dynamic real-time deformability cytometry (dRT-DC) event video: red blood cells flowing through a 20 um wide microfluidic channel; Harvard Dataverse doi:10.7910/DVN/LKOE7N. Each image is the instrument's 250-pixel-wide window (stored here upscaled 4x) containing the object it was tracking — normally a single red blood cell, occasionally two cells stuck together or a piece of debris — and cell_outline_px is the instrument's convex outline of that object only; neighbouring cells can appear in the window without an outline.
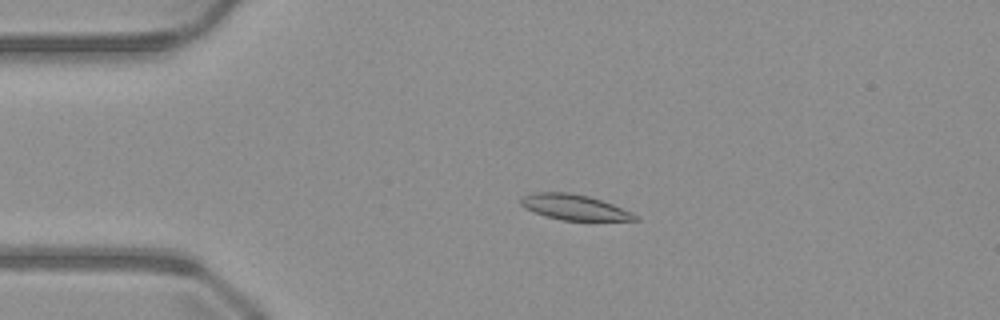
{"species": "common noctule bat (a hibernating species)", "species_latin": "Nyctalus noctula", "temperature_condition": "warm", "stored_images_in_passage": 50, "camera_frame_rate_fps": 3000, "um_per_image_px": 0.085, "animal": {"sex": "male", "body_mass_g": 23.1, "forearm_length_mm": 52.7}, "frame": {"image": 1, "passage_image": 11, "time_ms": 3.333, "image_size_px": [1000, 320], "cell_outline_px": [[640, 220], [560, 220], [524, 208], [520, 204], [520, 196], [532, 192], [572, 192], [588, 196], [612, 204], [632, 212], [640, 216]], "centroid_in_image_um": [48.8, 17.6], "position_along_channel_um": 36.2, "area_um2": 16.94}}
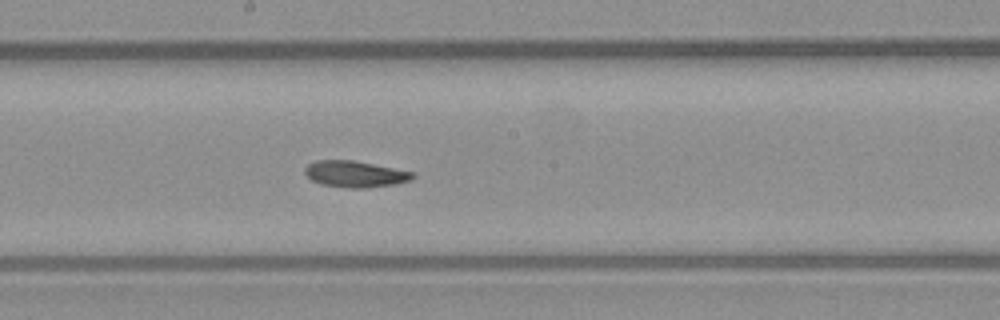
{"frame": {"image": 2, "passage_image": 27, "time_ms": 8.667, "image_size_px": [1000, 320], "cell_outline_px": [[416, 176], [412, 180], [396, 184], [364, 188], [348, 188], [320, 184], [312, 180], [304, 172], [304, 168], [308, 164], [316, 160], [352, 160], [416, 172]], "centroid_in_image_um": [30.22, 14.79], "position_along_channel_um": 218.0, "area_um2": 16.7}}
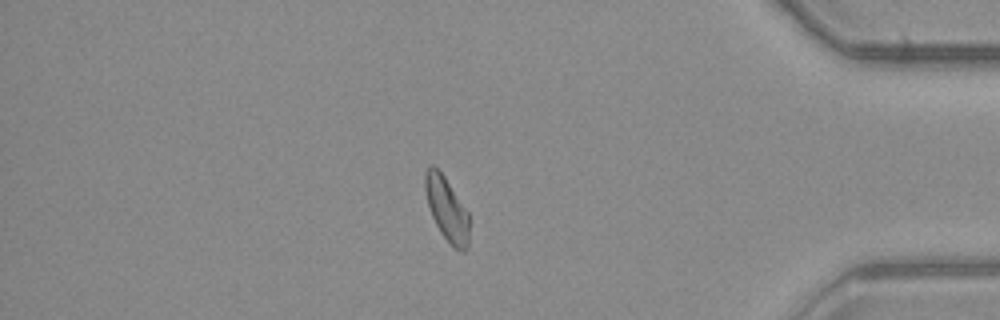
{"frame": {"image": 3, "passage_image": 43, "time_ms": 14.0, "image_size_px": [1000, 320], "cell_outline_px": [[468, 248], [464, 252], [460, 252], [452, 248], [440, 232], [432, 216], [428, 204], [424, 188], [424, 172], [432, 164], [444, 176], [468, 212]], "centroid_in_image_um": [37.97, 17.81], "position_along_channel_um": 397.2, "area_um2": 16.36}}